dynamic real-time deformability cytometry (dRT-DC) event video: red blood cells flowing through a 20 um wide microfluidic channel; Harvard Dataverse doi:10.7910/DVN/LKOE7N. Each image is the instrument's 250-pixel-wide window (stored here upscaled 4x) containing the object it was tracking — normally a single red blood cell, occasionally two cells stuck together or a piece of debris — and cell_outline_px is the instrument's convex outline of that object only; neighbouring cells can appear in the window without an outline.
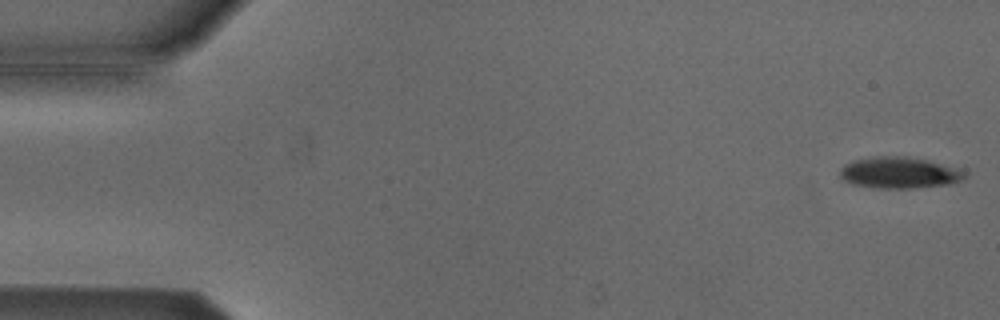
{"species": "Egyptian fruit bat (a non-hibernating species)", "species_latin": "Rousettus aegyptiacus", "temperature_condition": "cold", "stored_images_in_passage": 45, "camera_frame_rate_fps": 3000, "um_per_image_px": 0.085, "animal": {"sex": "male"}, "frame": {"image": 1, "passage_image": 1, "time_ms": 0.0, "image_size_px": [1000, 320], "cell_outline_px": [[964, 176], [960, 180], [948, 184], [912, 188], [872, 188], [852, 184], [844, 180], [840, 176], [840, 168], [844, 164], [852, 160], [872, 156], [908, 156], [928, 160], [964, 172]], "centroid_in_image_um": [76.32, 14.67], "position_along_channel_um": 8.7, "area_um2": 22.6}}
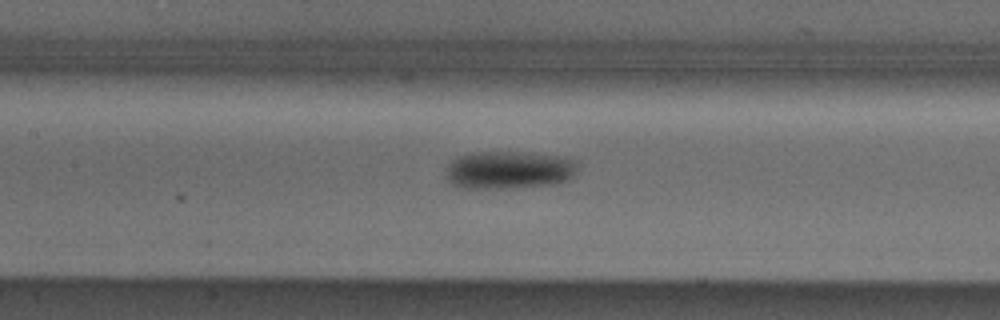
{"frame": {"image": 2, "passage_image": 24, "time_ms": 7.667, "image_size_px": [1000, 320], "cell_outline_px": [[580, 160], [576, 176], [568, 180], [556, 184], [512, 188], [464, 188], [452, 184], [448, 180], [448, 168], [452, 160], [456, 156], [476, 152], [536, 152], [564, 156]], "centroid_in_image_um": [43.4, 14.43], "position_along_channel_um": 164.0, "area_um2": 29.77}}
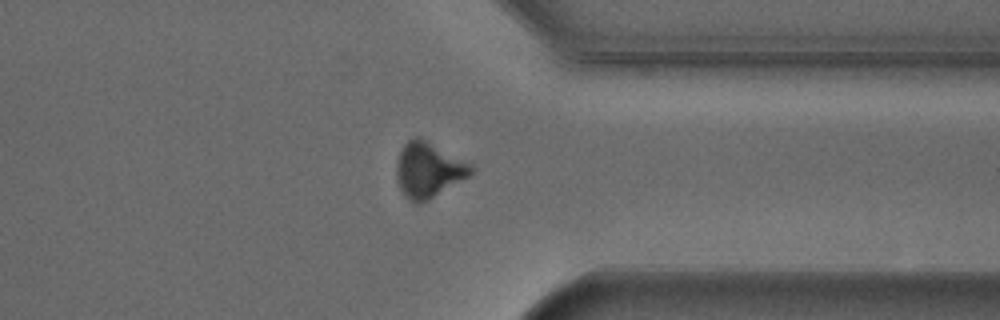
{"frame": {"image": 3, "passage_image": 41, "time_ms": 13.333, "image_size_px": [1000, 320], "cell_outline_px": [[476, 168], [468, 176], [428, 200], [420, 204], [416, 204], [408, 200], [404, 196], [396, 180], [396, 160], [404, 144], [412, 136], [416, 136], [428, 140], [472, 164]], "centroid_in_image_um": [36.39, 14.43], "position_along_channel_um": 375.0, "area_um2": 24.22}, "authors_computed_cell_mechanics": {"area_um2": 26.5302, "velocity_mm_per_s": 3.8111, "shape_relaxation_time_tau1_ms": 1.9218, "shape_relaxation_time_tau2_ms": null, "deformation_change_tau1": 0.1081, "deformation_change_tau2": null}}